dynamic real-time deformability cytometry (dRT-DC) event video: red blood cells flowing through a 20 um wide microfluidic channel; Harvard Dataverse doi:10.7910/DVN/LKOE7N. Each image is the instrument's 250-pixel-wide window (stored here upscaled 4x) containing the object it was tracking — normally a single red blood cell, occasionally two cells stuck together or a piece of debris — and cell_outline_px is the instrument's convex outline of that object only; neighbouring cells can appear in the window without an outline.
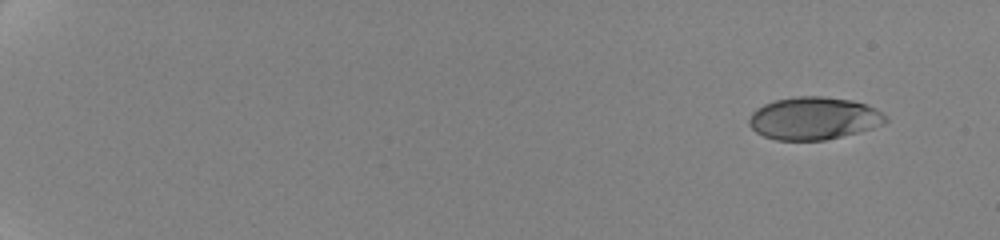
{"species": "human", "species_latin": "Homo sapiens", "temperature_condition": "cold", "stored_images_in_passage": 37, "camera_frame_rate_fps": 3000, "um_per_image_px": 0.085, "donor": {"sex": "female"}, "frame": {"image": 1, "passage_image": 1, "time_ms": 0.0, "image_size_px": [1000, 240], "cell_outline_px": [[888, 120], [872, 128], [824, 140], [776, 140], [764, 136], [756, 132], [748, 124], [748, 120], [752, 112], [756, 108], [764, 104], [776, 100], [796, 96], [820, 96], [852, 100], [876, 108]], "centroid_in_image_um": [69.12, 10.05], "position_along_channel_um": 15.9, "area_um2": 33.58}}
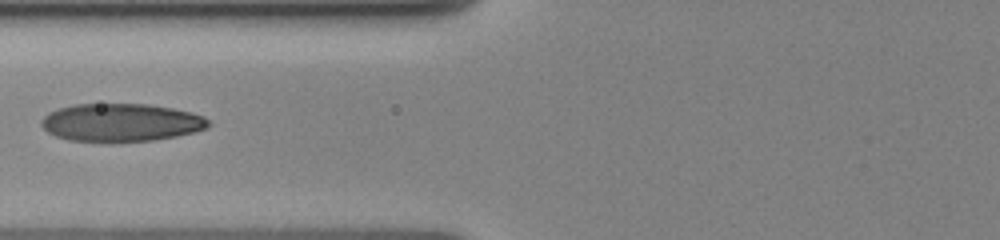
{"frame": {"image": 2, "passage_image": 14, "time_ms": 8.0, "image_size_px": [1000, 240], "cell_outline_px": [[212, 124], [208, 128], [176, 136], [152, 140], [68, 140], [56, 136], [48, 132], [40, 124], [40, 120], [48, 112], [56, 108], [72, 104], [148, 104], [172, 108], [204, 116]], "centroid_in_image_um": [10.26, 10.38], "position_along_channel_um": 115.5, "area_um2": 36.53}}
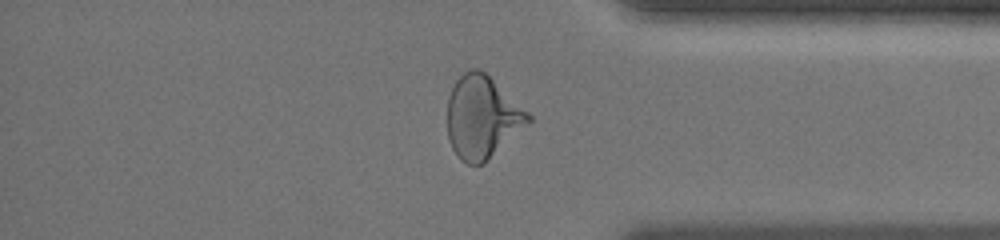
{"frame": {"image": 3, "passage_image": 28, "time_ms": 16.0, "image_size_px": [1000, 240], "cell_outline_px": [[532, 120], [484, 164], [468, 164], [460, 160], [452, 148], [448, 140], [448, 96], [456, 80], [468, 68], [480, 68], [528, 112], [532, 116]], "centroid_in_image_um": [40.96, 9.96], "position_along_channel_um": 394.2, "area_um2": 38.73}, "authors_computed_cell_mechanics": {"area_um2": 36.3562, "velocity_mm_per_s": 3.5419, "shape_relaxation_time_tau1_ms": 4.1754, "shape_relaxation_time_tau2_ms": 1.2099, "deformation_change_tau1": 0.1779, "deformation_change_tau2": 0.0755}}